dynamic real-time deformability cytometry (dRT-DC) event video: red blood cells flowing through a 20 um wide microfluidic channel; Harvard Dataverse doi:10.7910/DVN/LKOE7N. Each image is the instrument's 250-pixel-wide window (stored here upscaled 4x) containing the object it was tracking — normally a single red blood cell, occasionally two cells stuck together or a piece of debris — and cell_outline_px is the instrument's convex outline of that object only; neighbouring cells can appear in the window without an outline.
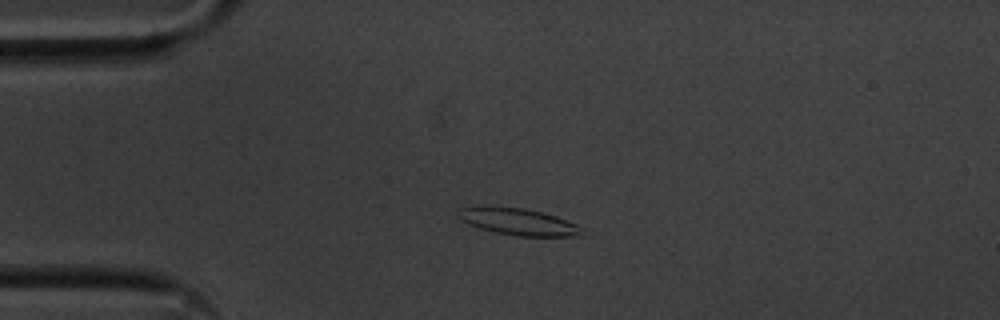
{"species": "common noctule bat (a hibernating species)", "species_latin": "Nyctalus noctula", "temperature_condition": "cold", "stored_images_in_passage": 51, "camera_frame_rate_fps": 3000, "um_per_image_px": 0.085, "animal": {"sex": "male", "body_mass_g": 20.1, "forearm_length_mm": 53.5}, "frame": {"image": 1, "passage_image": 8, "time_ms": 2.333, "image_size_px": [1000, 320], "cell_outline_px": [[584, 236], [520, 236], [496, 232], [480, 228], [468, 224], [460, 220], [456, 216], [456, 212], [460, 208], [524, 208], [544, 212], [556, 216], [576, 224], [584, 228]], "centroid_in_image_um": [44.13, 18.87], "position_along_channel_um": 40.9, "area_um2": 19.02}}
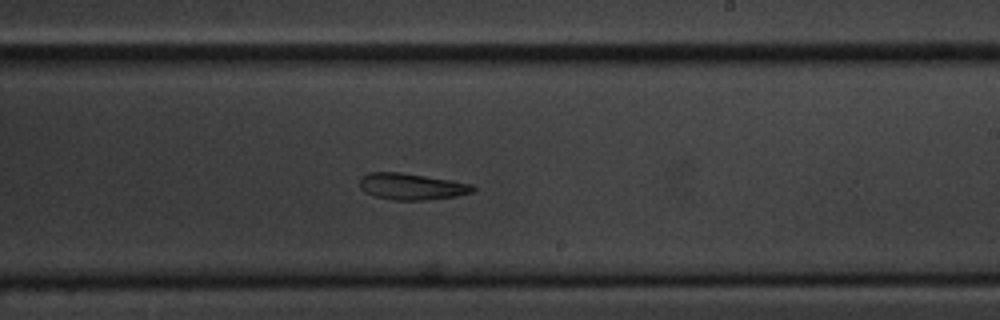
{"frame": {"image": 2, "passage_image": 28, "time_ms": 9.0, "image_size_px": [1000, 320], "cell_outline_px": [[476, 188], [472, 192], [456, 196], [424, 200], [392, 200], [372, 196], [364, 192], [360, 188], [360, 176], [368, 172], [400, 172], [452, 180], [472, 184]], "centroid_in_image_um": [34.94, 15.85], "position_along_channel_um": 254.1, "area_um2": 17.63}}
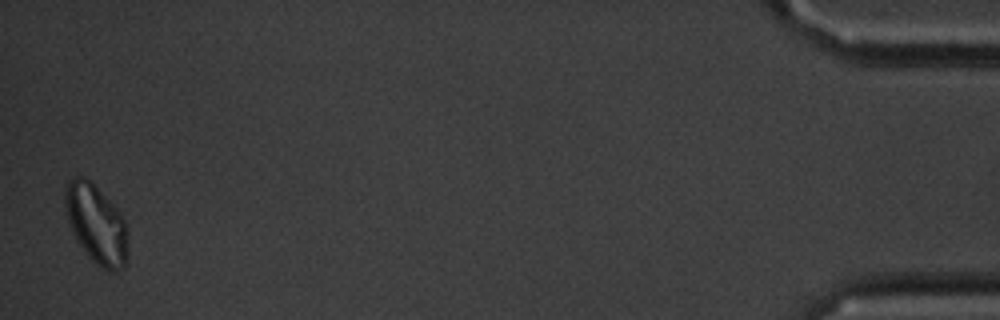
{"frame": {"image": 3, "passage_image": 50, "time_ms": 16.333, "image_size_px": [1000, 320], "cell_outline_px": [[128, 252], [124, 268], [116, 272], [112, 272], [96, 264], [88, 256], [76, 240], [68, 220], [64, 204], [64, 188], [68, 180], [72, 176], [84, 176], [120, 212], [128, 228]], "centroid_in_image_um": [8.19, 19.06], "position_along_channel_um": 427.0, "area_um2": 29.02}, "authors_computed_cell_mechanics": {"area_um2": 19.1896, "velocity_mm_per_s": 3.5712, "shape_relaxation_time_tau1_ms": null, "shape_relaxation_time_tau2_ms": 10.323, "deformation_change_tau1": null, "deformation_change_tau2": 0.2044}}